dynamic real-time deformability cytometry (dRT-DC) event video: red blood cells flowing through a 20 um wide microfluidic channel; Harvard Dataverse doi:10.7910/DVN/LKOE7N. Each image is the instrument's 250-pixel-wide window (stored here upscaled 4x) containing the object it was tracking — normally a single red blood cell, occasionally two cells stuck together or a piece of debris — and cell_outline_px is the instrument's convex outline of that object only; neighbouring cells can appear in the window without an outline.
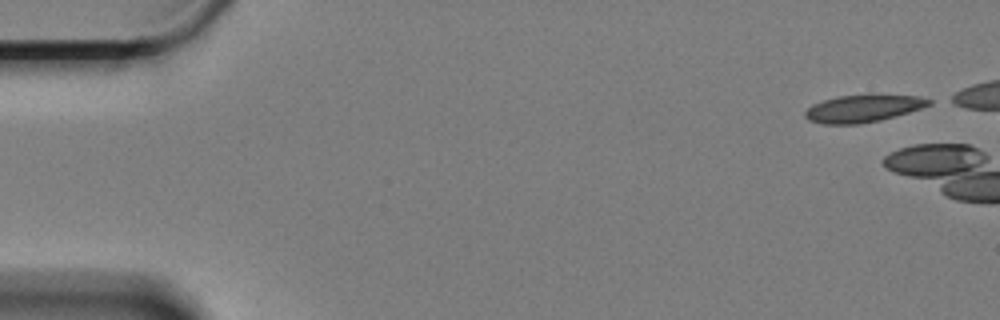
{"species": "Egyptian fruit bat (a non-hibernating species)", "species_latin": "Rousettus aegyptiacus", "temperature_condition": "cold", "stored_images_in_passage": 5, "camera_frame_rate_fps": 3000, "um_per_image_px": 0.085, "animal": {"sex": "female"}, "frame": {"image": 1, "passage_image": 1, "time_ms": 0.0, "image_size_px": [1000, 320], "cell_outline_px": [[932, 104], [908, 112], [880, 120], [860, 124], [824, 124], [808, 120], [804, 116], [804, 112], [812, 104], [824, 100], [840, 96], [916, 96], [932, 100]], "centroid_in_image_um": [73.3, 9.25], "position_along_channel_um": 11.7, "area_um2": 19.13}}